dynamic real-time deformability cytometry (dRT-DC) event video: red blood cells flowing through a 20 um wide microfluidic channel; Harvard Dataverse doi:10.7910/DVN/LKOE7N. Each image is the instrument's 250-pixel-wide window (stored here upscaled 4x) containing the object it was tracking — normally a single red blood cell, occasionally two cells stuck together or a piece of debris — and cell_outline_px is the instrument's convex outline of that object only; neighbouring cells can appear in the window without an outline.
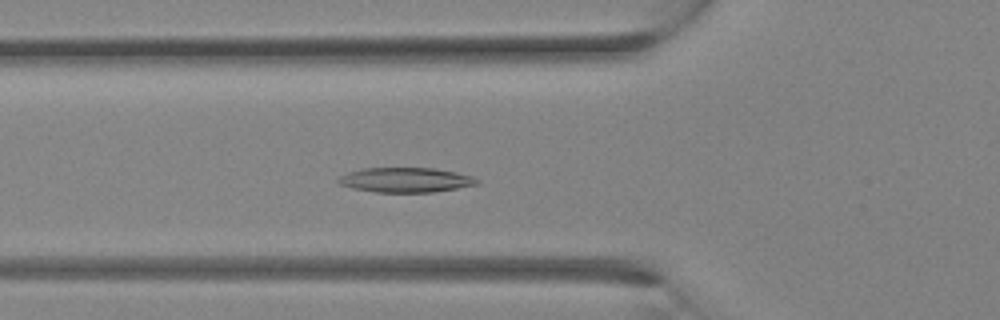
{"species": "Egyptian fruit bat (a non-hibernating species)", "species_latin": "Rousettus aegyptiacus", "temperature_condition": "room temperature", "stored_images_in_passage": 32, "camera_frame_rate_fps": 3000, "um_per_image_px": 0.085, "animal": {"sex": "female"}, "frame": {"image": 1, "passage_image": 11, "time_ms": 3.333, "image_size_px": [1000, 320], "cell_outline_px": [[480, 184], [432, 192], [376, 192], [352, 188], [340, 184], [336, 180], [340, 176], [348, 172], [364, 168], [432, 168], [456, 172], [472, 176], [480, 180]], "centroid_in_image_um": [34.49, 15.29], "position_along_channel_um": 91.3, "area_um2": 19.94}}
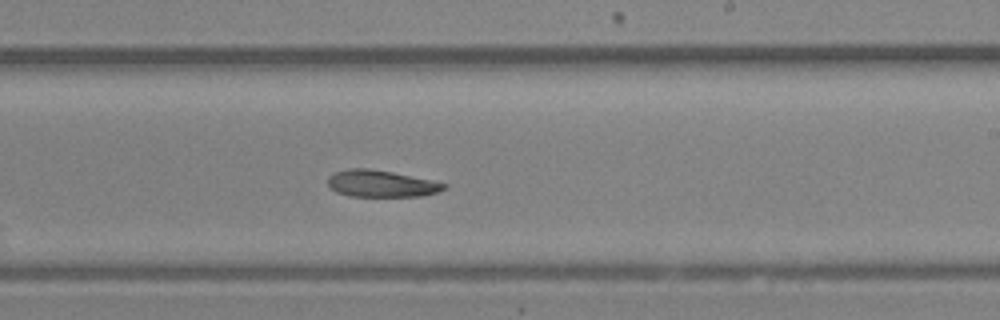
{"frame": {"image": 2, "passage_image": 19, "time_ms": 6.0, "image_size_px": [1000, 320], "cell_outline_px": [[448, 188], [424, 196], [348, 196], [336, 192], [328, 188], [328, 176], [332, 172], [348, 168], [368, 168], [392, 172], [432, 180], [448, 184]], "centroid_in_image_um": [32.37, 15.6], "position_along_channel_um": 256.6, "area_um2": 18.38}}
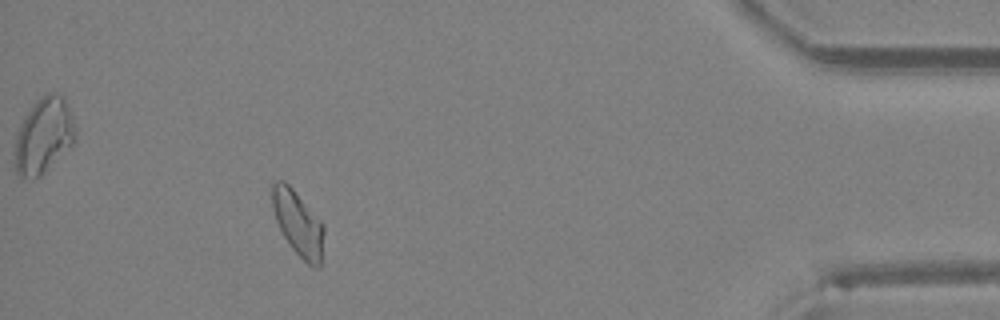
{"frame": {"image": 3, "passage_image": 29, "time_ms": 9.333, "image_size_px": [1000, 320], "cell_outline_px": [[324, 232], [320, 268], [312, 268], [292, 248], [284, 236], [276, 220], [272, 208], [272, 184], [276, 180], [284, 180], [292, 188], [324, 224]], "centroid_in_image_um": [25.34, 18.99], "position_along_channel_um": 409.9, "area_um2": 19.42}}